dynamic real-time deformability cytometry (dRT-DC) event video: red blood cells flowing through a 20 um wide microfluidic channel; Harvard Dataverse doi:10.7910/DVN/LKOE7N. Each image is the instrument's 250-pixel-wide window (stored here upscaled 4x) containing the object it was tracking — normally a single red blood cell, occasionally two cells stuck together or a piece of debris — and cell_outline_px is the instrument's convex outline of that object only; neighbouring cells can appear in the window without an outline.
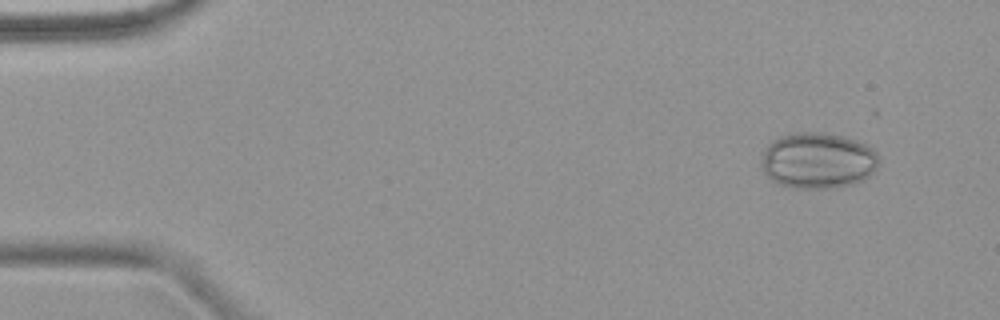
{"species": "common noctule bat (a hibernating species)", "species_latin": "Nyctalus noctula", "temperature_condition": "warm", "stored_images_in_passage": 4, "camera_frame_rate_fps": 3000, "um_per_image_px": 0.085, "animal": {"sex": "female", "body_mass_g": 18.4}, "frame": {"image": 1, "passage_image": 2, "time_ms": 1.0, "image_size_px": [1000, 320], "cell_outline_px": [[880, 160], [876, 168], [864, 180], [840, 188], [796, 188], [780, 184], [772, 180], [764, 172], [760, 164], [764, 148], [768, 144], [780, 136], [800, 132], [824, 132], [844, 136], [856, 140], [872, 148], [876, 152]], "centroid_in_image_um": [69.52, 13.65], "position_along_channel_um": 15.5, "area_um2": 38.61}}